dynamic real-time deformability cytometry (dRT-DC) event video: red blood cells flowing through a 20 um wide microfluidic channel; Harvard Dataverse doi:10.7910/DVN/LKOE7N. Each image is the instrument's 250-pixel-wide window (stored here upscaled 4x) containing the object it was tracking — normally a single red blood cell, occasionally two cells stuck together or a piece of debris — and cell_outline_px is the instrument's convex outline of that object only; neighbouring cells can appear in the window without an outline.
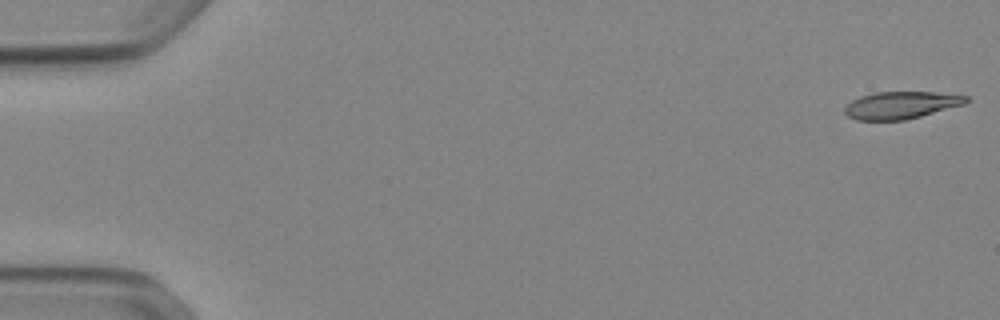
{"species": "Egyptian fruit bat (a non-hibernating species)", "species_latin": "Rousettus aegyptiacus", "temperature_condition": "cold", "stored_images_in_passage": 16, "camera_frame_rate_fps": 3000, "um_per_image_px": 0.085, "animal": {"sex": "female"}, "frame": {"image": 1, "passage_image": 1, "time_ms": 0.0, "image_size_px": [1000, 320], "cell_outline_px": [[968, 100], [964, 104], [920, 116], [904, 120], [856, 120], [848, 116], [844, 112], [844, 108], [852, 100], [860, 96], [876, 92], [936, 92], [968, 96]], "centroid_in_image_um": [76.56, 8.93], "position_along_channel_um": 8.4, "area_um2": 19.13}}
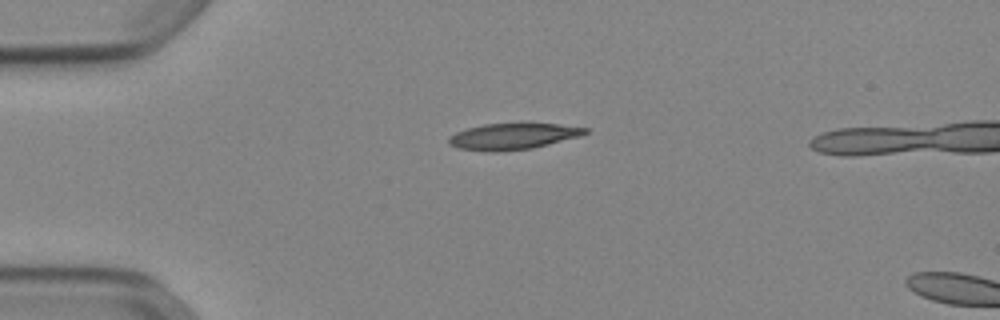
{"frame": {"image": 2, "passage_image": 13, "time_ms": 4.0, "image_size_px": [1000, 320], "cell_outline_px": [[588, 132], [580, 136], [532, 148], [500, 152], [488, 152], [460, 148], [448, 144], [448, 136], [456, 132], [468, 128], [484, 124], [520, 120], [528, 120], [588, 128]], "centroid_in_image_um": [43.61, 11.54], "position_along_channel_um": 41.4, "area_um2": 21.85}}